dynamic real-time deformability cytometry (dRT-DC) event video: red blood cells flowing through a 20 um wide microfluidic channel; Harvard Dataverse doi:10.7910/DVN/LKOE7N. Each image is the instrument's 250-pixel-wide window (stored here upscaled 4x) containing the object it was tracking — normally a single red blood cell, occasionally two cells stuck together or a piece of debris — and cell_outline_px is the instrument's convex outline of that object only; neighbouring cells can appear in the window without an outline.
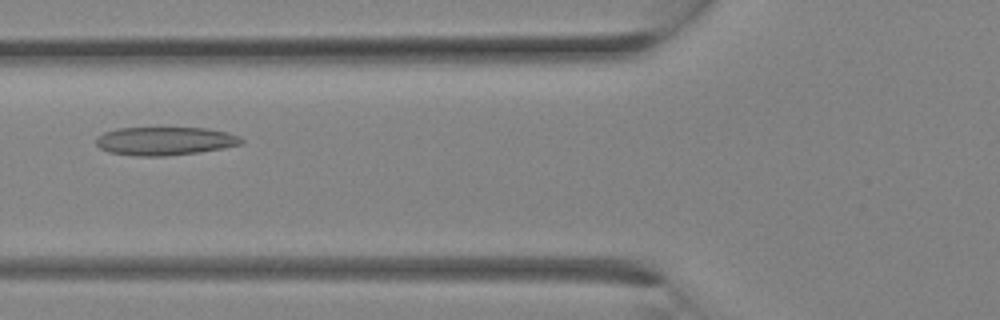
{"species": "Egyptian fruit bat (a non-hibernating species)", "species_latin": "Rousettus aegyptiacus", "temperature_condition": "room temperature", "stored_images_in_passage": 12, "camera_frame_rate_fps": 3000, "um_per_image_px": 0.085, "animal": {"sex": "female"}, "frame": {"image": 1, "passage_image": 9, "time_ms": 2.667, "image_size_px": [1000, 320], "cell_outline_px": [[244, 144], [224, 148], [200, 152], [164, 156], [136, 156], [108, 152], [100, 148], [96, 144], [96, 136], [104, 132], [116, 128], [208, 128], [228, 132], [240, 136], [244, 140]], "centroid_in_image_um": [14.04, 11.98], "position_along_channel_um": 111.8, "area_um2": 24.28}}
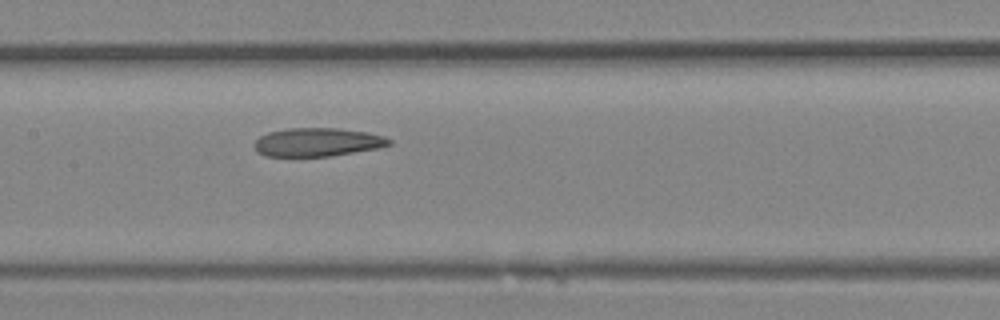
{"frame": {"image": 2, "passage_image": 12, "time_ms": 3.667, "image_size_px": [1000, 320], "cell_outline_px": [[392, 144], [380, 148], [332, 156], [264, 156], [256, 152], [252, 144], [260, 136], [268, 132], [288, 128], [336, 128], [364, 132], [384, 136], [392, 140]], "centroid_in_image_um": [26.96, 12.09], "position_along_channel_um": 180.4, "area_um2": 22.54}}